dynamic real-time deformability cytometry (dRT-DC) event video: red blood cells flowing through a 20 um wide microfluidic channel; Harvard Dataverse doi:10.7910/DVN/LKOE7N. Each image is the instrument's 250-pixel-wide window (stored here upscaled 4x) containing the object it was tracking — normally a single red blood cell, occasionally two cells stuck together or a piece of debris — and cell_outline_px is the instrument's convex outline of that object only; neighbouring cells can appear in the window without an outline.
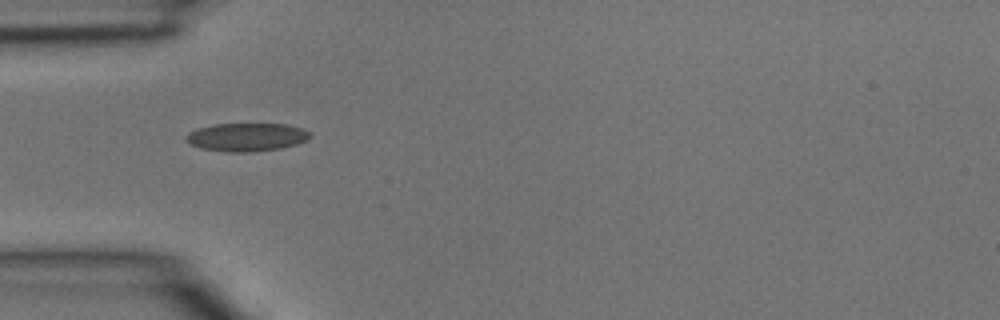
{"species": "common noctule bat (a hibernating species)", "species_latin": "Nyctalus noctula", "temperature_condition": "room temperature", "stored_images_in_passage": 33, "camera_frame_rate_fps": 3000, "um_per_image_px": 0.085, "animal": {"sex": "male", "body_mass_g": 15.6}, "frame": {"image": 1, "passage_image": 1, "time_ms": 0.0, "image_size_px": [1000, 320], "cell_outline_px": [[312, 136], [308, 140], [296, 144], [280, 148], [252, 152], [228, 152], [200, 148], [184, 140], [184, 136], [188, 132], [196, 128], [216, 124], [288, 124], [304, 128], [312, 132]], "centroid_in_image_um": [20.98, 11.65], "position_along_channel_um": 64.0, "area_um2": 20.69}}
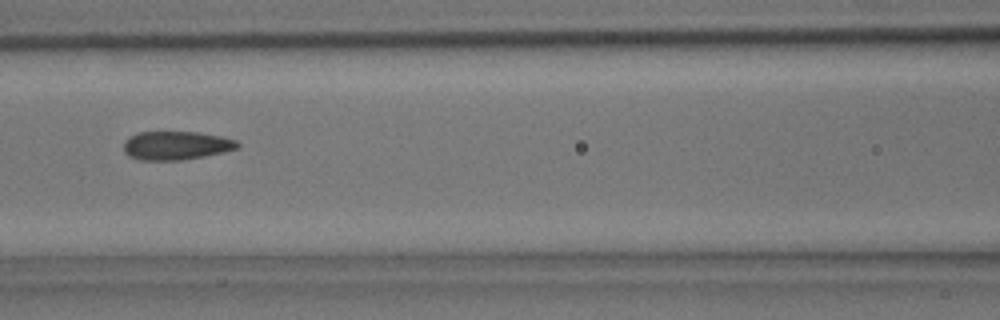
{"frame": {"image": 2, "passage_image": 7, "time_ms": 2.0, "image_size_px": [1000, 320], "cell_outline_px": [[240, 148], [224, 152], [204, 156], [180, 160], [140, 160], [128, 156], [124, 152], [124, 140], [128, 136], [136, 132], [200, 132], [220, 136], [236, 140], [240, 144]], "centroid_in_image_um": [14.96, 12.36], "position_along_channel_um": 151.6, "area_um2": 19.19}}
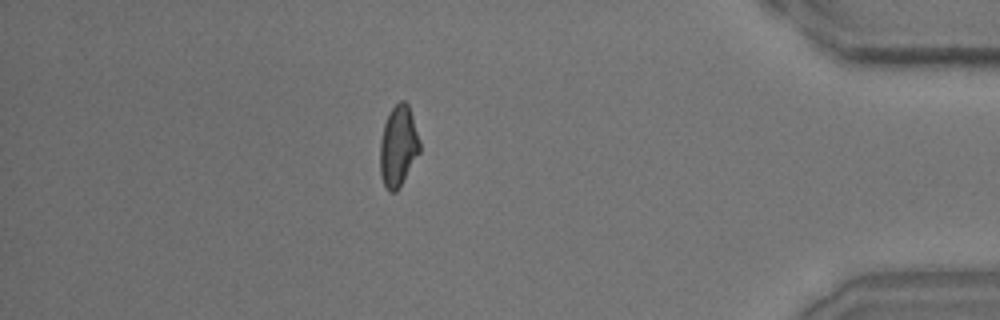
{"frame": {"image": 3, "passage_image": 27, "time_ms": 8.667, "image_size_px": [1000, 320], "cell_outline_px": [[420, 152], [396, 192], [388, 192], [380, 176], [380, 140], [384, 124], [392, 108], [400, 100], [404, 100], [408, 104], [420, 140]], "centroid_in_image_um": [33.84, 12.43], "position_along_channel_um": 401.4, "area_um2": 18.61}}